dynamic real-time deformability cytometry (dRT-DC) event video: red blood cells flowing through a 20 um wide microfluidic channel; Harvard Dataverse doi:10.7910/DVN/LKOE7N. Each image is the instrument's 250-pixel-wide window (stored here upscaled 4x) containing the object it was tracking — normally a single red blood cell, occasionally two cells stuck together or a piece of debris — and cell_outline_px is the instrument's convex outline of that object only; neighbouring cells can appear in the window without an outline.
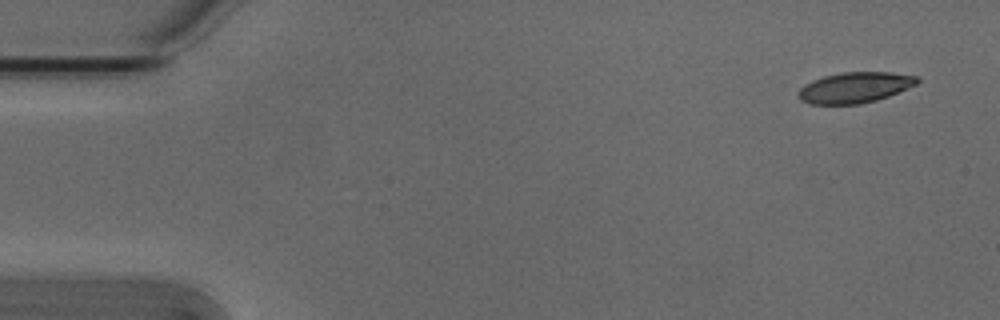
{"species": "Egyptian fruit bat (a non-hibernating species)", "species_latin": "Rousettus aegyptiacus", "temperature_condition": "cold", "stored_images_in_passage": 4, "camera_frame_rate_fps": 3000, "um_per_image_px": 0.085, "animal": {"sex": "male"}, "frame": {"image": 1, "passage_image": 1, "time_ms": 0.0, "image_size_px": [1000, 320], "cell_outline_px": [[920, 80], [916, 84], [888, 96], [876, 100], [860, 104], [808, 104], [800, 100], [800, 88], [804, 84], [812, 80], [824, 76], [844, 72], [888, 72], [916, 76]], "centroid_in_image_um": [72.64, 7.44], "position_along_channel_um": 12.4, "area_um2": 21.04}}